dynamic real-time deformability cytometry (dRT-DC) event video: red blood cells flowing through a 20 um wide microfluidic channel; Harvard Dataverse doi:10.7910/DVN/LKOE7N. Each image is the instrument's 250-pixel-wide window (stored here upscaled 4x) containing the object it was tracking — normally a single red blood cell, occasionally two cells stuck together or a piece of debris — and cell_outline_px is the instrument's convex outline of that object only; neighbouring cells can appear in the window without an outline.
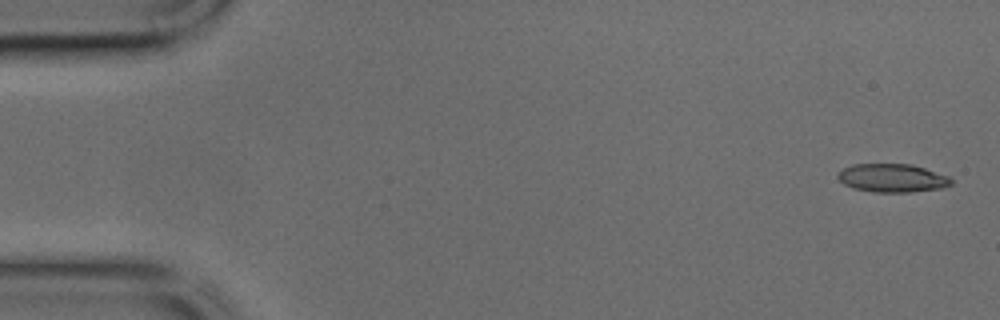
{"species": "common noctule bat (a hibernating species)", "species_latin": "Nyctalus noctula", "temperature_condition": "cold", "stored_images_in_passage": 43, "camera_frame_rate_fps": 3000, "um_per_image_px": 0.085, "animal": {"sex": "male", "body_mass_g": 17.9, "forearm_length_mm": 54.2}, "frame": {"image": 1, "passage_image": 1, "time_ms": 0.0, "image_size_px": [1000, 320], "cell_outline_px": [[952, 184], [944, 188], [908, 192], [872, 192], [852, 188], [844, 184], [836, 176], [844, 168], [852, 164], [912, 164], [948, 176], [952, 180]], "centroid_in_image_um": [75.84, 15.14], "position_along_channel_um": 9.2, "area_um2": 18.73}}
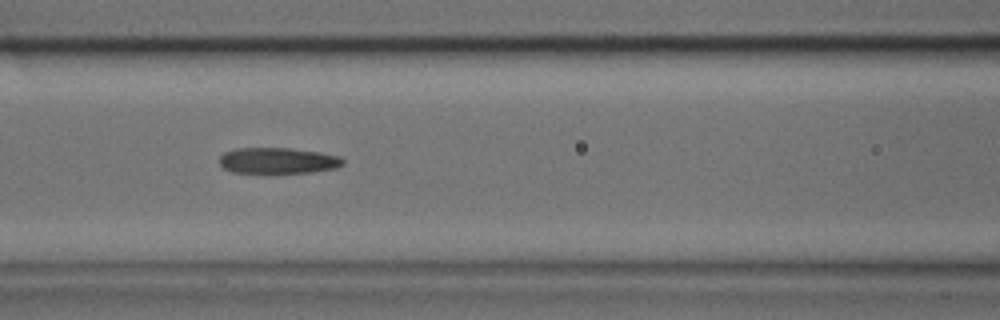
{"frame": {"image": 2, "passage_image": 18, "time_ms": 5.667, "image_size_px": [1000, 320], "cell_outline_px": [[344, 164], [336, 168], [312, 172], [232, 172], [224, 168], [220, 164], [220, 156], [224, 152], [236, 148], [292, 148], [320, 152], [340, 156], [344, 160]], "centroid_in_image_um": [23.65, 13.64], "position_along_channel_um": 143.0, "area_um2": 18.61}}
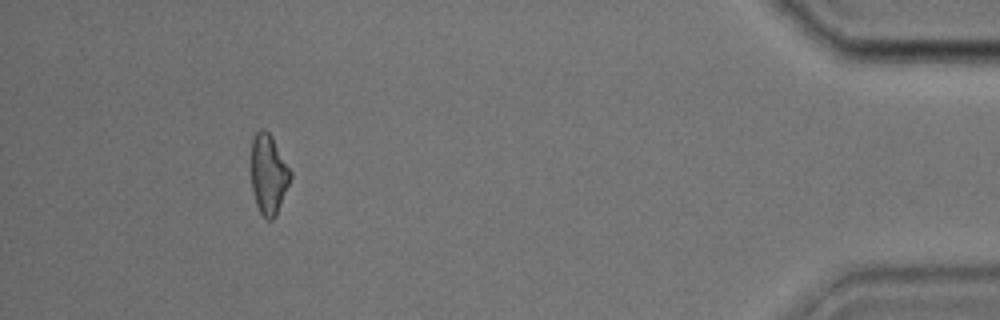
{"frame": {"image": 3, "passage_image": 40, "time_ms": 13.0, "image_size_px": [1000, 320], "cell_outline_px": [[292, 176], [276, 216], [272, 220], [268, 220], [260, 212], [256, 204], [252, 188], [252, 140], [256, 132], [260, 128], [264, 128], [272, 136], [292, 172]], "centroid_in_image_um": [22.84, 14.8], "position_along_channel_um": 412.4, "area_um2": 18.21}}